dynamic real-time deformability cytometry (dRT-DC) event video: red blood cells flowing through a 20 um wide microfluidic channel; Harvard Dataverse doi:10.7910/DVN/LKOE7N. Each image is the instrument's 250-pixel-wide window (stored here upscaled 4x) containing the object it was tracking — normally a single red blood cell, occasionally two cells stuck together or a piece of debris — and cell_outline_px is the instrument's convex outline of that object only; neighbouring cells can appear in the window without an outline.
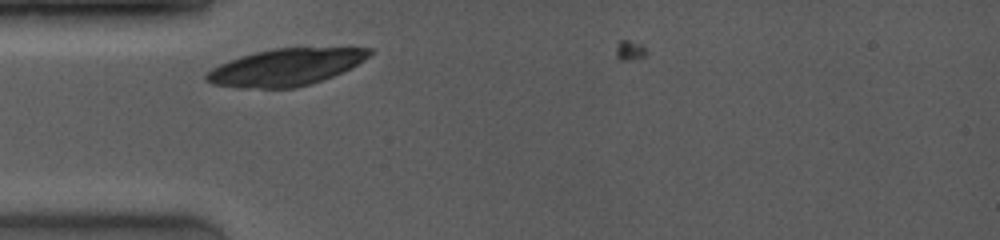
{"species": "common noctule bat (a hibernating species)", "species_latin": "Nyctalus noctula", "temperature_condition": "room temperature", "stored_images_in_passage": 3, "camera_frame_rate_fps": 4000, "um_per_image_px": 0.085, "animal": {"sex": "female", "body_mass_g": 19.0, "forearm_length_mm": 53.3}, "frame": {"image": 1, "passage_image": 3, "time_ms": 0.75, "image_size_px": [1000, 240], "cell_outline_px": [[372, 52], [364, 60], [352, 68], [332, 76], [296, 88], [236, 88], [212, 84], [204, 80], [204, 76], [212, 68], [220, 64], [240, 56], [272, 48], [372, 48]], "centroid_in_image_um": [24.25, 5.72], "position_along_channel_um": 60.8, "area_um2": 34.97}}